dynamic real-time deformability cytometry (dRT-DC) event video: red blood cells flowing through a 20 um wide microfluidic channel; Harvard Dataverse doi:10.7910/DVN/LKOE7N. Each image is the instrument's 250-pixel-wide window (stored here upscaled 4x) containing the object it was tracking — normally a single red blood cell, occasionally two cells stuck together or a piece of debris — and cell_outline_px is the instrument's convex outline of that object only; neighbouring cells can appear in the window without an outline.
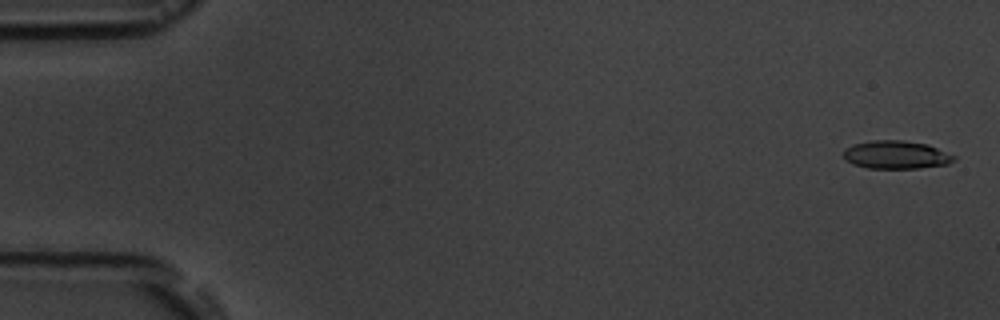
{"species": "common noctule bat (a hibernating species)", "species_latin": "Nyctalus noctula", "temperature_condition": "room temperature", "stored_images_in_passage": 6, "camera_frame_rate_fps": 3000, "um_per_image_px": 0.085, "animal": {"sex": "male", "body_mass_g": 19.5, "forearm_length_mm": 54.6}, "frame": {"image": 1, "passage_image": 1, "time_ms": 0.0, "image_size_px": [1000, 320], "cell_outline_px": [[956, 160], [948, 164], [920, 168], [868, 168], [852, 164], [844, 160], [844, 148], [856, 144], [872, 140], [900, 140], [928, 144], [956, 156]], "centroid_in_image_um": [76.18, 13.16], "position_along_channel_um": 8.8, "area_um2": 18.15}}
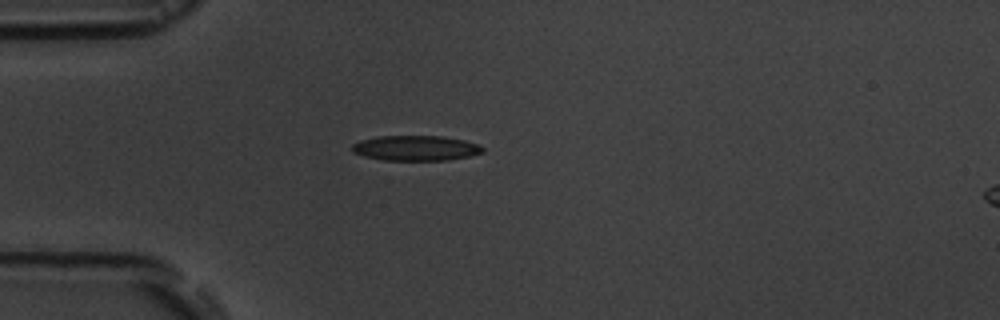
{"frame": {"image": 2, "passage_image": 5, "time_ms": 4.667, "image_size_px": [1000, 320], "cell_outline_px": [[484, 152], [468, 156], [448, 160], [384, 160], [364, 156], [352, 152], [352, 144], [360, 140], [376, 136], [440, 136], [464, 140], [476, 144], [484, 148]], "centroid_in_image_um": [35.3, 12.58], "position_along_channel_um": 49.7, "area_um2": 19.07}}